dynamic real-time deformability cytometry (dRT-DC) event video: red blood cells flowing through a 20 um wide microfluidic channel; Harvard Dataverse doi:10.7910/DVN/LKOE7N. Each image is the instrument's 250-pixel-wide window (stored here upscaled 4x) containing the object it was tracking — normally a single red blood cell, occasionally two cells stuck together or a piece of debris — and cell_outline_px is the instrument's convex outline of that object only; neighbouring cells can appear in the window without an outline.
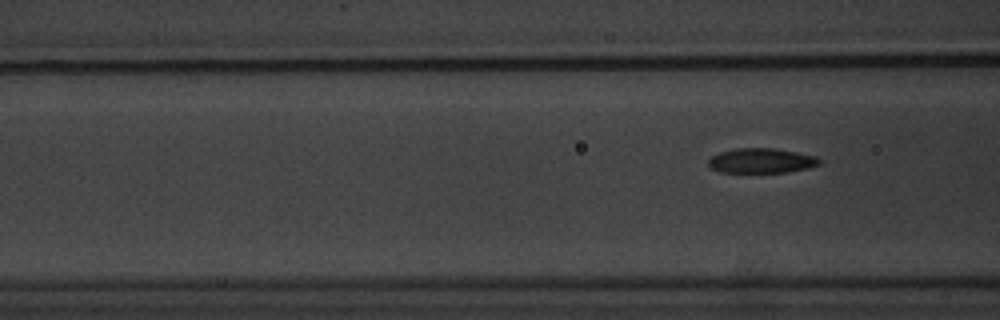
{"species": "common noctule bat (a hibernating species)", "species_latin": "Nyctalus noctula", "temperature_condition": "warm", "stored_images_in_passage": 7, "segment_of_instrument_passage": [2, 2], "camera_frame_rate_fps": 3000, "um_per_image_px": 0.085, "animal": {"sex": "male", "body_mass_g": 20.1, "forearm_length_mm": 53.5}, "frame": {"image": 1, "passage_image": 7, "time_ms": 8.0, "image_size_px": [1000, 320], "cell_outline_px": [[820, 164], [808, 168], [784, 172], [720, 172], [712, 168], [708, 164], [708, 160], [712, 156], [720, 152], [736, 148], [772, 148], [796, 152], [816, 156], [820, 160]], "centroid_in_image_um": [64.71, 13.65], "position_along_channel_um": 101.9, "area_um2": 15.9}}